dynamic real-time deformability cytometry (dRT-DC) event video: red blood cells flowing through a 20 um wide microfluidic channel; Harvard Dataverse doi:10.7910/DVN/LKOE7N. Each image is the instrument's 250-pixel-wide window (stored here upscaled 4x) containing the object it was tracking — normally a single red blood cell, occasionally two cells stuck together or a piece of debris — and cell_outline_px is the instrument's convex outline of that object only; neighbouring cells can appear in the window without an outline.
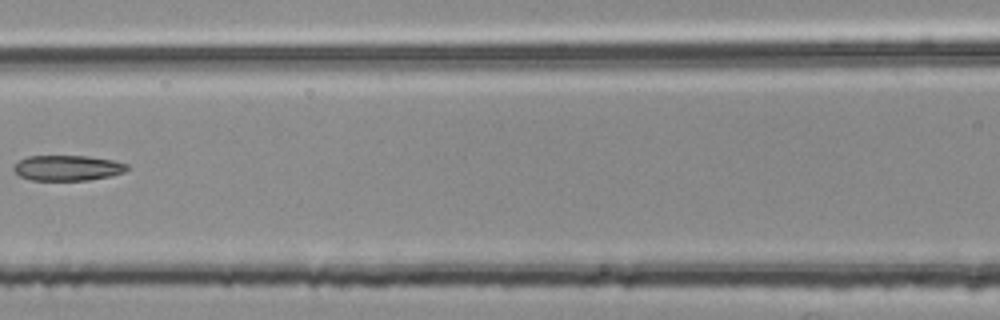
{"species": "common noctule bat (a hibernating species)", "species_latin": "Nyctalus noctula", "temperature_condition": "room temperature", "stored_images_in_passage": 4, "camera_frame_rate_fps": 3000, "um_per_image_px": 0.085, "animal": {"sex": "female", "body_mass_g": 25.1}, "frame": {"image": 1, "passage_image": 4, "time_ms": 1.0, "image_size_px": [1000, 320], "cell_outline_px": [[128, 168], [124, 172], [112, 176], [88, 180], [32, 180], [20, 176], [12, 168], [20, 160], [28, 156], [88, 156], [112, 160], [128, 164]], "centroid_in_image_um": [5.76, 14.27], "position_along_channel_um": 160.8, "area_um2": 16.7}}